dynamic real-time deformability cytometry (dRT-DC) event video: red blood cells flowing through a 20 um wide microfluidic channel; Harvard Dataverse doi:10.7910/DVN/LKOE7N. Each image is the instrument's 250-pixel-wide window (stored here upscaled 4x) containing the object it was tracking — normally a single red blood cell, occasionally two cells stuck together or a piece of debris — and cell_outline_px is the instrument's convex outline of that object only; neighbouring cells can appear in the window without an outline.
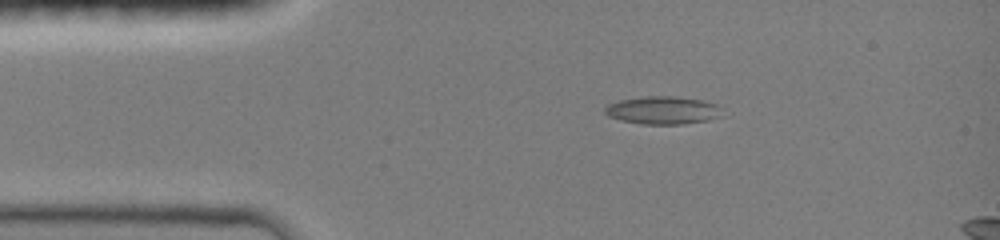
{"species": "common noctule bat (a hibernating species)", "species_latin": "Nyctalus noctula", "temperature_condition": "room temperature", "stored_images_in_passage": 10, "camera_frame_rate_fps": 3000, "um_per_image_px": 0.085, "animal": {"sex": "female", "body_mass_g": 19.0, "forearm_length_mm": 51.5}, "frame": {"image": 1, "passage_image": 6, "time_ms": 2.333, "image_size_px": [1000, 240], "cell_outline_px": [[728, 116], [708, 120], [680, 124], [640, 124], [620, 120], [608, 116], [604, 112], [604, 108], [608, 104], [620, 100], [648, 96], [672, 96], [704, 100], [716, 104]], "centroid_in_image_um": [56.4, 9.38], "position_along_channel_um": 28.6, "area_um2": 19.31}}